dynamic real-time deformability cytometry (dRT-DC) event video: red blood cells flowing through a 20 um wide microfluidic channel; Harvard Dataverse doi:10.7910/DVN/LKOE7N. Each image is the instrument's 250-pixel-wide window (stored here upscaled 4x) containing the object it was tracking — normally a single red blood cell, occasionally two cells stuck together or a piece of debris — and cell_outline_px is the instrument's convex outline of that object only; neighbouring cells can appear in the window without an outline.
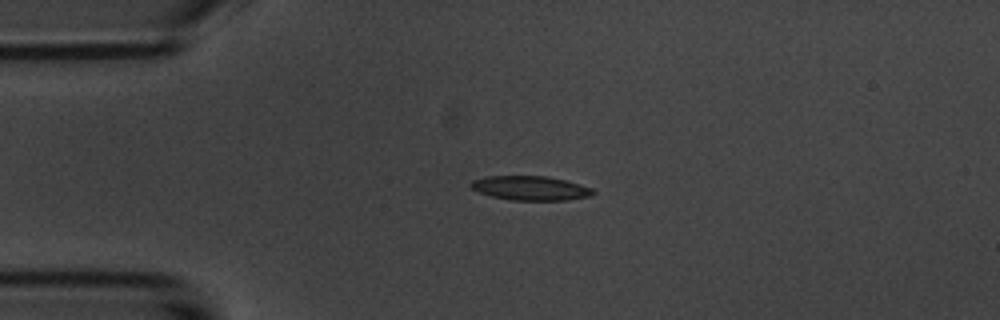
{"species": "common noctule bat (a hibernating species)", "species_latin": "Nyctalus noctula", "temperature_condition": "room temperature", "stored_images_in_passage": 8, "camera_frame_rate_fps": 3000, "um_per_image_px": 0.085, "animal": {"sex": "male", "body_mass_g": 20.1, "forearm_length_mm": 53.5}, "frame": {"image": 1, "passage_image": 3, "time_ms": 2.0, "image_size_px": [1000, 320], "cell_outline_px": [[596, 192], [592, 196], [564, 200], [512, 200], [492, 196], [480, 192], [472, 188], [468, 184], [472, 180], [484, 176], [548, 176], [580, 184], [592, 188]], "centroid_in_image_um": [45.09, 15.98], "position_along_channel_um": 39.9, "area_um2": 17.28}}
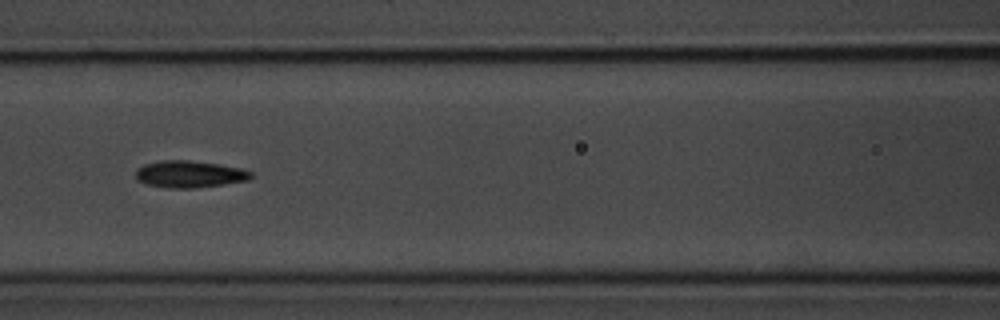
{"frame": {"image": 2, "passage_image": 6, "time_ms": 5.667, "image_size_px": [1000, 320], "cell_outline_px": [[252, 176], [248, 180], [224, 184], [196, 188], [168, 188], [148, 184], [136, 180], [136, 168], [144, 164], [164, 160], [188, 160], [220, 164], [240, 168], [252, 172]], "centroid_in_image_um": [16.09, 14.8], "position_along_channel_um": 150.5, "area_um2": 18.09}}
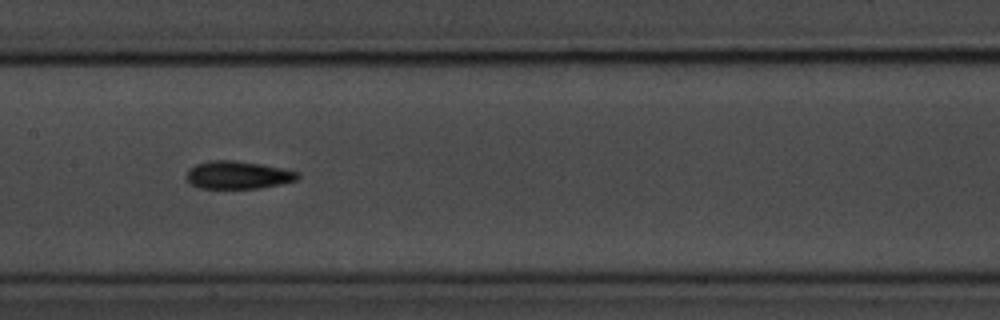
{"frame": {"image": 3, "passage_image": 7, "time_ms": 6.667, "image_size_px": [1000, 320], "cell_outline_px": [[300, 176], [296, 180], [280, 184], [260, 188], [200, 188], [192, 184], [188, 180], [188, 168], [196, 164], [212, 160], [236, 160], [260, 164], [300, 172]], "centroid_in_image_um": [20.24, 14.87], "position_along_channel_um": 187.2, "area_um2": 17.86}}